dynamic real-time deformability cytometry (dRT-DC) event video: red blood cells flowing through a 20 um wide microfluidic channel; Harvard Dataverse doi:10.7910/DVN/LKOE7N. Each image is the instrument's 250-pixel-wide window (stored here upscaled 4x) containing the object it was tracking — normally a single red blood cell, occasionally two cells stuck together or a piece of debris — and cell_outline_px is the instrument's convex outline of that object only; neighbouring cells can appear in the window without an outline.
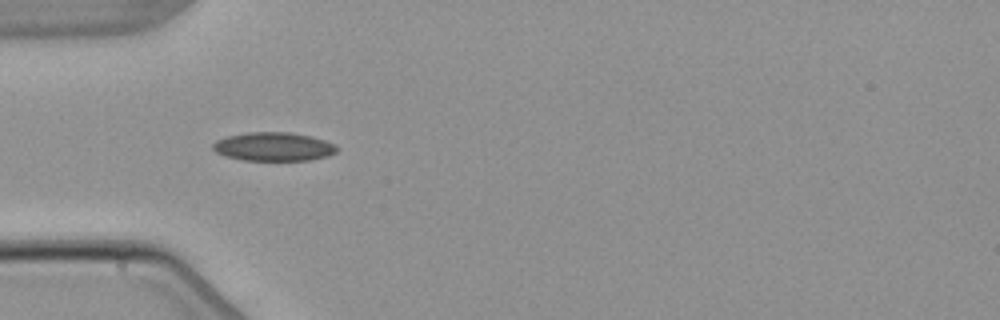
{"species": "common noctule bat (a hibernating species)", "species_latin": "Nyctalus noctula", "temperature_condition": "warm", "stored_images_in_passage": 3, "camera_frame_rate_fps": 3000, "um_per_image_px": 0.085, "animal": {"sex": "male", "body_mass_g": 21.5, "forearm_length_mm": 52.0}, "frame": {"image": 1, "passage_image": 3, "time_ms": 2.333, "image_size_px": [1000, 320], "cell_outline_px": [[336, 152], [328, 156], [308, 160], [244, 160], [224, 156], [216, 152], [212, 148], [212, 144], [216, 140], [228, 136], [248, 132], [288, 132], [312, 136], [336, 144]], "centroid_in_image_um": [23.24, 12.46], "position_along_channel_um": 61.8, "area_um2": 20.69}}